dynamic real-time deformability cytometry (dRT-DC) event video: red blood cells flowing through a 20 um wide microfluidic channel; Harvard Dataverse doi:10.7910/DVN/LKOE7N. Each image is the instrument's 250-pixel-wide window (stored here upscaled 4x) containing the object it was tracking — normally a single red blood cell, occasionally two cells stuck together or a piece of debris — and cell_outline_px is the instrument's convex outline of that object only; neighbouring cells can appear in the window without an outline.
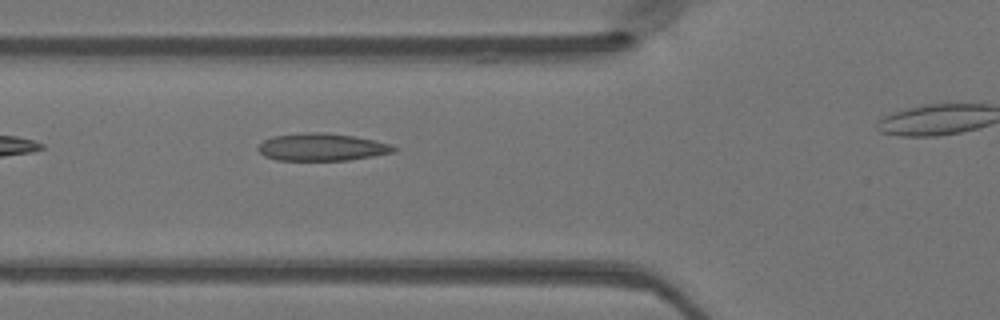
{"species": "Egyptian fruit bat (a non-hibernating species)", "species_latin": "Rousettus aegyptiacus", "temperature_condition": "warm", "stored_images_in_passage": 26, "camera_frame_rate_fps": 3000, "um_per_image_px": 0.085, "animal": {"sex": "female"}, "frame": {"image": 1, "passage_image": 4, "time_ms": 1.0, "image_size_px": [1000, 320], "cell_outline_px": [[400, 148], [392, 152], [372, 156], [348, 160], [276, 160], [264, 156], [256, 148], [264, 140], [272, 136], [304, 132], [324, 132], [352, 136], [392, 144]], "centroid_in_image_um": [27.34, 12.5], "position_along_channel_um": 98.5, "area_um2": 21.68}}
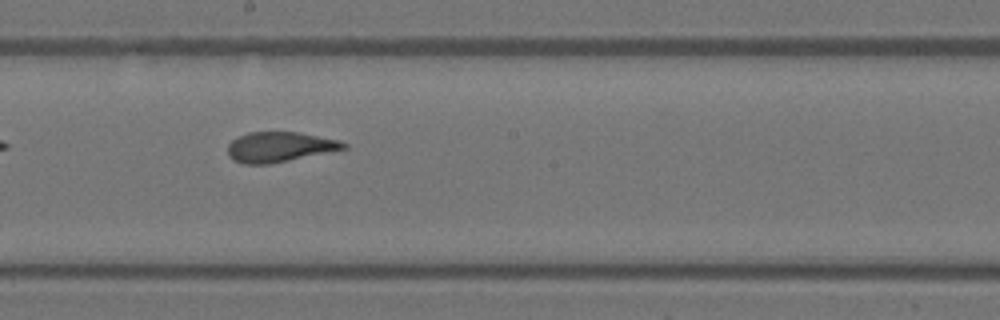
{"frame": {"image": 2, "passage_image": 13, "time_ms": 4.0, "image_size_px": [1000, 320], "cell_outline_px": [[348, 148], [268, 164], [244, 164], [232, 160], [228, 156], [228, 144], [232, 140], [248, 132], [300, 132], [340, 140], [348, 144]], "centroid_in_image_um": [23.76, 12.48], "position_along_channel_um": 224.4, "area_um2": 20.29}}
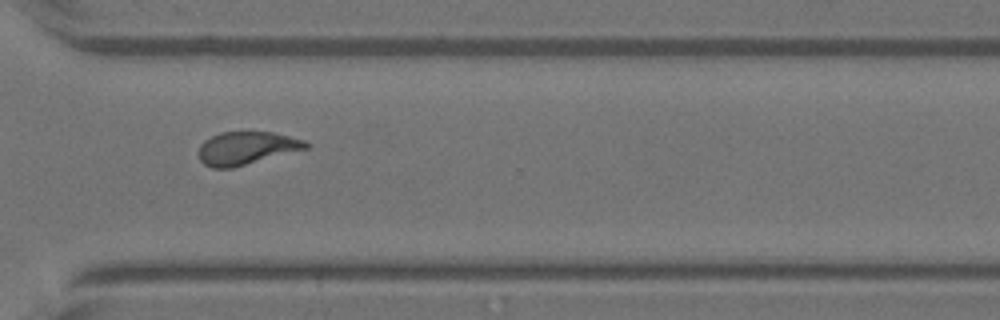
{"frame": {"image": 3, "passage_image": 22, "time_ms": 7.0, "image_size_px": [1000, 320], "cell_outline_px": [[312, 144], [308, 148], [232, 168], [212, 168], [204, 164], [200, 160], [200, 144], [204, 140], [220, 132], [272, 132], [304, 140]], "centroid_in_image_um": [20.96, 12.59], "position_along_channel_um": 349.6, "area_um2": 20.46}}